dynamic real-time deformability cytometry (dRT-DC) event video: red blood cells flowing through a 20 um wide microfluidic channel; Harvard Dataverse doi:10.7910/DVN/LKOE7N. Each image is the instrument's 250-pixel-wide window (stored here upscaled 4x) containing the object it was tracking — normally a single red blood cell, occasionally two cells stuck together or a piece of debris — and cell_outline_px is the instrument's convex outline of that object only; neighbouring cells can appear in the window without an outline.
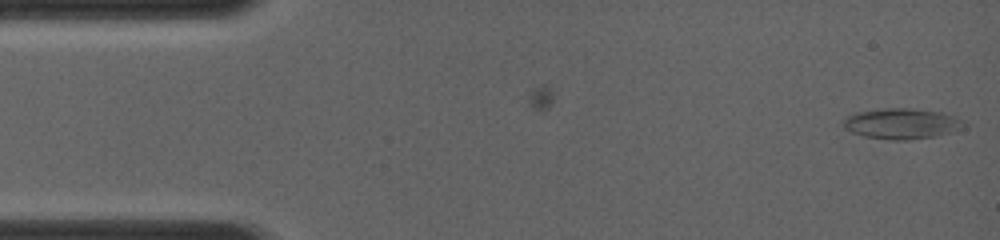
{"species": "common noctule bat (a hibernating species)", "species_latin": "Nyctalus noctula", "temperature_condition": "room temperature", "stored_images_in_passage": 5, "camera_frame_rate_fps": 4000, "um_per_image_px": 0.085, "animal": {"sex": "female", "body_mass_g": 19.0, "forearm_length_mm": 56.7}, "frame": {"image": 1, "passage_image": 5, "time_ms": 1.5, "image_size_px": [1000, 240], "cell_outline_px": [[968, 124], [964, 128], [936, 136], [908, 140], [892, 140], [864, 136], [852, 132], [844, 128], [844, 120], [848, 116], [860, 112], [888, 108], [912, 108], [940, 112], [956, 116], [964, 120]], "centroid_in_image_um": [76.73, 10.51], "position_along_channel_um": 8.3, "area_um2": 21.44}}